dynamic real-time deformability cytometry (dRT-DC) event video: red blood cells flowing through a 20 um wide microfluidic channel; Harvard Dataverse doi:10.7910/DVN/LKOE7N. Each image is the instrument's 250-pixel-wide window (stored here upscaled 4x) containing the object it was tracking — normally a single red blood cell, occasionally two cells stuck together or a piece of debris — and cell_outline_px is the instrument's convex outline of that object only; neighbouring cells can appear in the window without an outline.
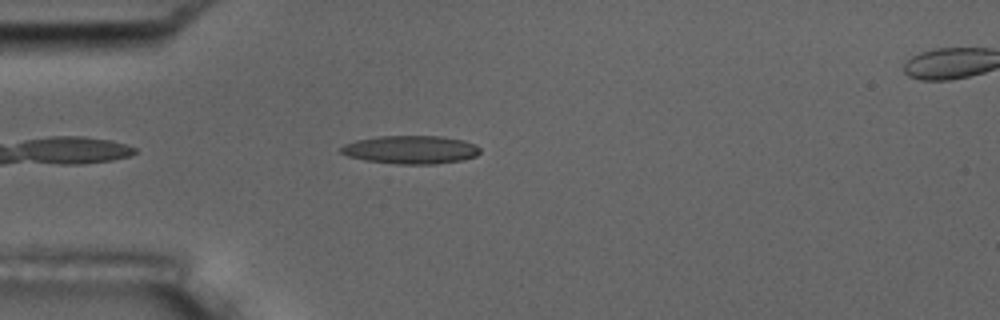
{"species": "common noctule bat (a hibernating species)", "species_latin": "Nyctalus noctula", "temperature_condition": "room temperature", "stored_images_in_passage": 4, "camera_frame_rate_fps": 3000, "um_per_image_px": 0.085, "animal": {"sex": "male", "body_mass_g": 17.5, "forearm_length_mm": 52.3}, "frame": {"image": 1, "passage_image": 3, "time_ms": 3.333, "image_size_px": [1000, 320], "cell_outline_px": [[480, 152], [476, 156], [464, 160], [436, 164], [396, 164], [364, 160], [348, 156], [340, 152], [340, 148], [344, 144], [356, 140], [380, 136], [444, 136], [464, 140], [476, 144], [480, 148]], "centroid_in_image_um": [34.94, 12.72], "position_along_channel_um": 50.1, "area_um2": 23.12}}